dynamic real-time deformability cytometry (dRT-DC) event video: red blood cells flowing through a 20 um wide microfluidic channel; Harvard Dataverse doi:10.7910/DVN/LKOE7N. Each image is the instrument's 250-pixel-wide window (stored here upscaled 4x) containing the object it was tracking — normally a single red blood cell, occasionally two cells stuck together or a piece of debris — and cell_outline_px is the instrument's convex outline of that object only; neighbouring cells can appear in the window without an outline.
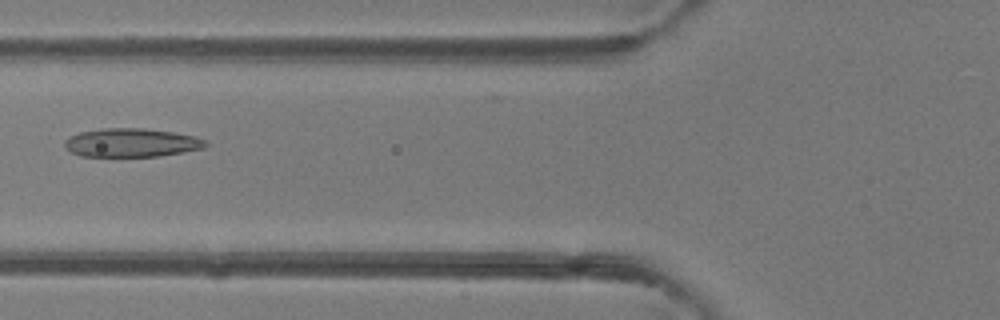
{"species": "common noctule bat (a hibernating species)", "species_latin": "Nyctalus noctula", "temperature_condition": "room temperature", "stored_images_in_passage": 4, "camera_frame_rate_fps": 3000, "um_per_image_px": 0.085, "animal": {"sex": "female"}, "frame": {"image": 1, "passage_image": 3, "time_ms": 0.667, "image_size_px": [1000, 320], "cell_outline_px": [[208, 144], [204, 148], [160, 156], [80, 156], [72, 152], [64, 144], [64, 140], [68, 136], [80, 132], [104, 128], [144, 128], [172, 132], [196, 136], [208, 140]], "centroid_in_image_um": [11.2, 12.12], "position_along_channel_um": 114.6, "area_um2": 23.52}}
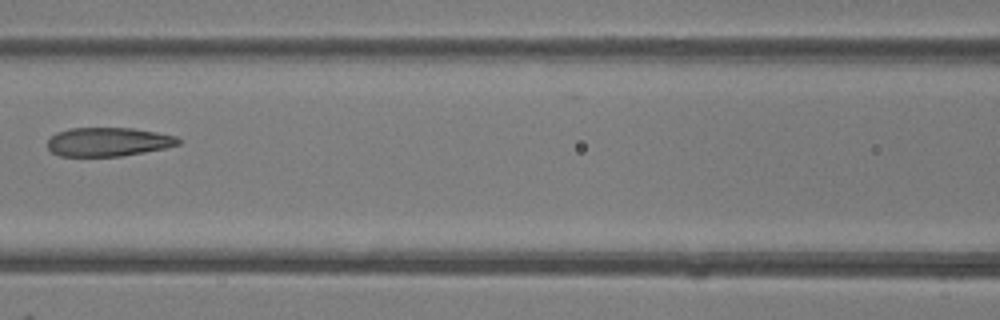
{"frame": {"image": 2, "passage_image": 4, "time_ms": 1.0, "image_size_px": [1000, 320], "cell_outline_px": [[180, 144], [164, 148], [144, 152], [120, 156], [60, 156], [52, 152], [48, 148], [48, 140], [56, 132], [68, 128], [132, 128], [156, 132], [176, 136], [180, 140]], "centroid_in_image_um": [9.18, 12.05], "position_along_channel_um": 157.4, "area_um2": 21.91}}